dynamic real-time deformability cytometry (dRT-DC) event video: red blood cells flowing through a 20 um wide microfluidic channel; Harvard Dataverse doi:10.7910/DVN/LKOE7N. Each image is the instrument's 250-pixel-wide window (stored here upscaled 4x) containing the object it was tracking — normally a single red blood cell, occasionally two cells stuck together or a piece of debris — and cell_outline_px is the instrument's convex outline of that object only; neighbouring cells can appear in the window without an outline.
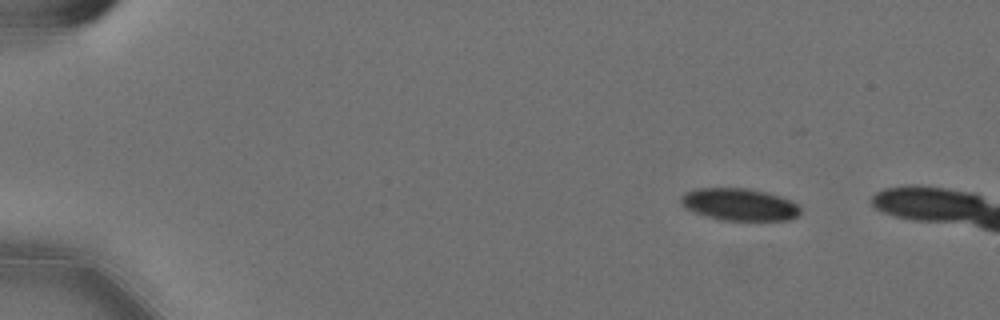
{"species": "Egyptian fruit bat (a non-hibernating species)", "species_latin": "Rousettus aegyptiacus", "temperature_condition": "cold", "stored_images_in_passage": 6, "camera_frame_rate_fps": 3000, "um_per_image_px": 0.085, "animal": {"sex": "female"}, "frame": {"image": 1, "passage_image": 1, "time_ms": 0.0, "image_size_px": [1000, 320], "cell_outline_px": [[800, 212], [796, 216], [788, 220], [720, 220], [696, 212], [688, 208], [680, 200], [680, 196], [684, 192], [696, 188], [748, 188], [780, 196], [792, 200], [800, 208]], "centroid_in_image_um": [62.86, 17.37], "position_along_channel_um": 22.1, "area_um2": 22.2}}